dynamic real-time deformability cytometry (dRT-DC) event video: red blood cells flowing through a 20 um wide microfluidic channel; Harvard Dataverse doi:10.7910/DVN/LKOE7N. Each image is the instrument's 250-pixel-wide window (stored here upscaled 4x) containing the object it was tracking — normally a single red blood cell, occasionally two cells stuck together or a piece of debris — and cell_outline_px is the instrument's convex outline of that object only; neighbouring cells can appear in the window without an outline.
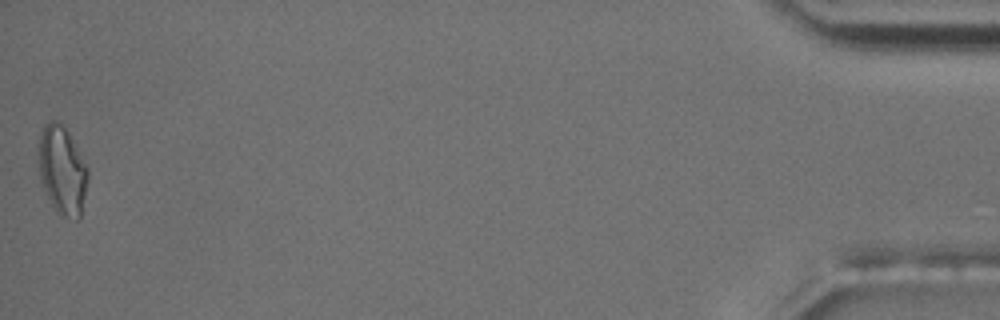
{"species": "common noctule bat (a hibernating species)", "species_latin": "Nyctalus noctula", "temperature_condition": "room temperature", "stored_images_in_passage": 56, "camera_frame_rate_fps": 3000, "um_per_image_px": 0.085, "animal": {"sex": "male", "body_mass_g": 17.5, "forearm_length_mm": 52.3}, "frame": {"image": 1, "passage_image": 56, "time_ms": 18.333, "image_size_px": [1000, 320], "cell_outline_px": [[88, 180], [80, 220], [76, 220], [60, 216], [56, 212], [40, 180], [40, 132], [44, 124], [48, 120], [60, 120], [64, 124], [88, 168]], "centroid_in_image_um": [5.31, 14.47], "position_along_channel_um": 429.9, "area_um2": 25.49}, "authors_computed_cell_mechanics": {"area_um2": 18.6405, "velocity_mm_per_s": 3.6315, "shape_relaxation_time_tau1_ms": 4.9606, "shape_relaxation_time_tau2_ms": 3.9225, "deformation_change_tau1": 0.1641, "deformation_change_tau2": 0.1222}}